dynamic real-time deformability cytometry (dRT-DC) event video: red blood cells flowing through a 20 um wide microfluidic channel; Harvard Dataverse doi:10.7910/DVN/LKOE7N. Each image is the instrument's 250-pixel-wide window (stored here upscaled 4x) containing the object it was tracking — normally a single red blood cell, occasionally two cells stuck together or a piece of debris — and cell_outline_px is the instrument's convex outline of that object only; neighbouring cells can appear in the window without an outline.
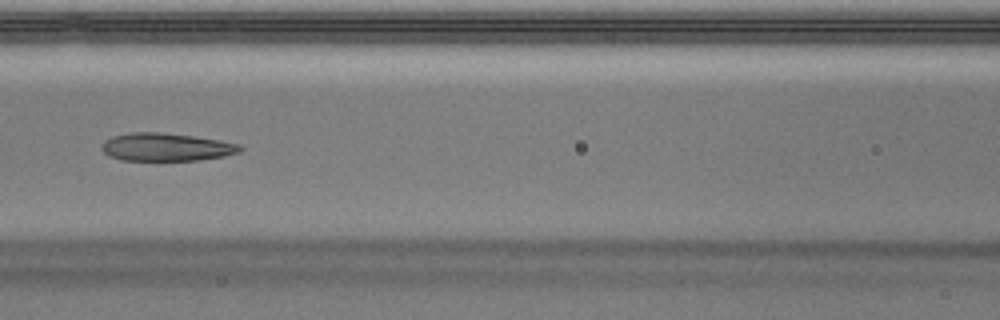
{"species": "Egyptian fruit bat (a non-hibernating species)", "species_latin": "Rousettus aegyptiacus", "temperature_condition": "warm", "stored_images_in_passage": 49, "camera_frame_rate_fps": 3000, "um_per_image_px": 0.085, "animal": {"sex": "male"}, "frame": {"image": 1, "passage_image": 21, "time_ms": 6.667, "image_size_px": [1000, 320], "cell_outline_px": [[244, 148], [240, 152], [224, 156], [200, 160], [120, 160], [108, 156], [100, 148], [104, 140], [112, 136], [132, 132], [160, 132], [192, 136], [220, 140], [240, 144]], "centroid_in_image_um": [14.12, 12.5], "position_along_channel_um": 152.5, "area_um2": 22.66}}
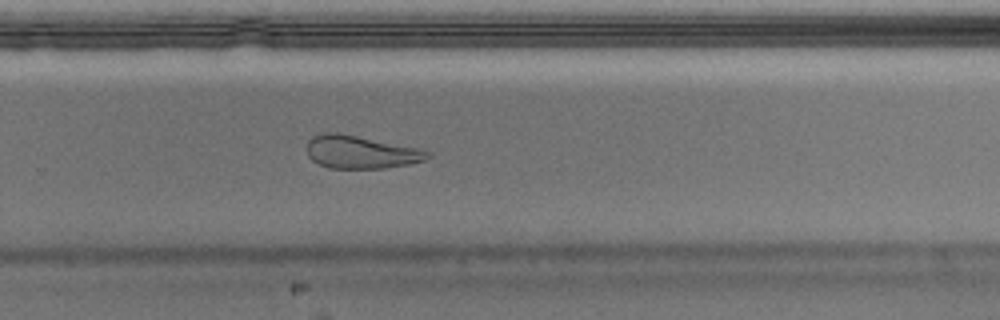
{"frame": {"image": 2, "passage_image": 32, "time_ms": 10.333, "image_size_px": [1000, 320], "cell_outline_px": [[432, 156], [424, 160], [408, 164], [384, 168], [328, 168], [312, 160], [308, 156], [308, 140], [312, 136], [328, 132], [340, 132], [420, 148], [432, 152]], "centroid_in_image_um": [30.69, 12.91], "position_along_channel_um": 299.1, "area_um2": 23.29}}
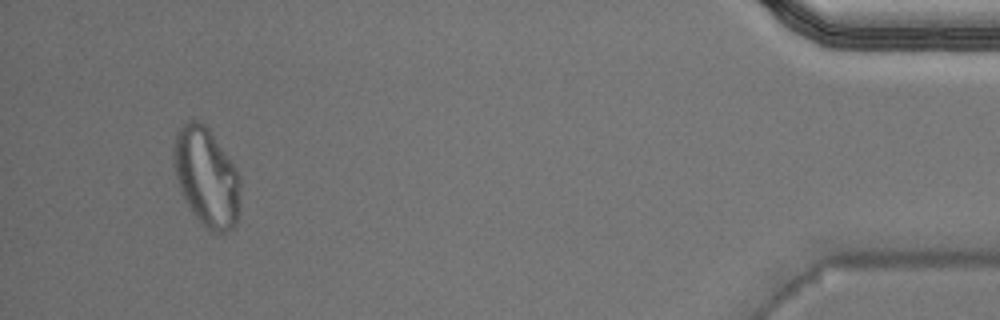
{"frame": {"image": 3, "passage_image": 46, "time_ms": 15.0, "image_size_px": [1000, 320], "cell_outline_px": [[240, 212], [232, 228], [224, 232], [208, 232], [192, 212], [180, 188], [172, 164], [172, 148], [176, 132], [188, 120], [196, 120], [204, 124], [208, 128], [236, 168], [240, 176]], "centroid_in_image_um": [17.55, 15.05], "position_along_channel_um": 417.7, "area_um2": 38.49}, "authors_computed_cell_mechanics": {"area_um2": 24.565, "velocity_mm_per_s": 4.0097, "shape_relaxation_time_tau1_ms": 5.3986, "shape_relaxation_time_tau2_ms": 1.7455, "deformation_change_tau1": 0.2179, "deformation_change_tau2": 0.1075}}